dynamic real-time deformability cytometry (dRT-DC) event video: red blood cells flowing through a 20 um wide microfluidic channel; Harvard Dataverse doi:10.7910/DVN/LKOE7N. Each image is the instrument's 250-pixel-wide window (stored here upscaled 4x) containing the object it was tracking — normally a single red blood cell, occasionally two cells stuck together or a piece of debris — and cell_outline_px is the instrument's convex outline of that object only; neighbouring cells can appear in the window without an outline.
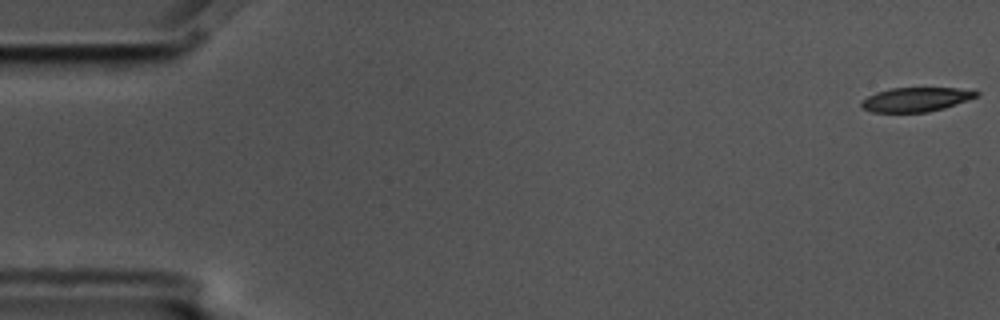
{"species": "common noctule bat (a hibernating species)", "species_latin": "Nyctalus noctula", "temperature_condition": "cold", "stored_images_in_passage": 15, "camera_frame_rate_fps": 3000, "um_per_image_px": 0.085, "animal": {"sex": "male", "body_mass_g": 17.5, "forearm_length_mm": 52.3}, "frame": {"image": 1, "passage_image": 1, "time_ms": 0.0, "image_size_px": [1000, 320], "cell_outline_px": [[980, 96], [944, 108], [928, 112], [872, 112], [864, 108], [860, 104], [868, 96], [876, 92], [892, 88], [956, 88], [980, 92]], "centroid_in_image_um": [77.88, 8.45], "position_along_channel_um": 7.1, "area_um2": 16.07}}
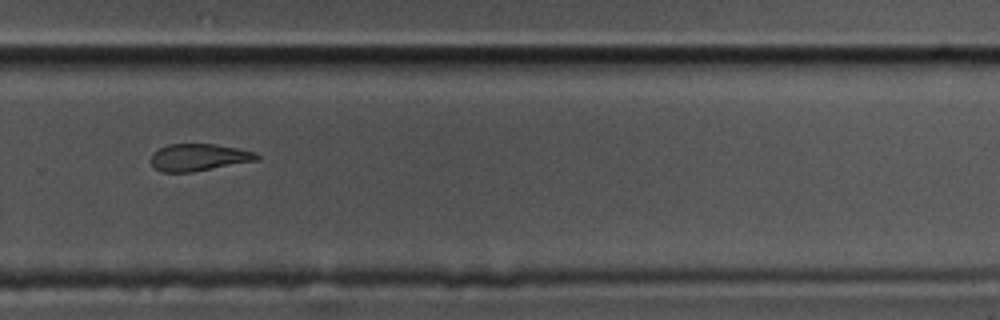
{"frame": {"image": 2, "passage_image": 11, "time_ms": 3.333, "image_size_px": [1000, 320], "cell_outline_px": [[260, 160], [192, 172], [160, 172], [152, 164], [152, 156], [160, 148], [168, 144], [216, 144], [256, 152], [260, 156]], "centroid_in_image_um": [16.95, 13.38], "position_along_channel_um": 312.8, "area_um2": 16.65}}
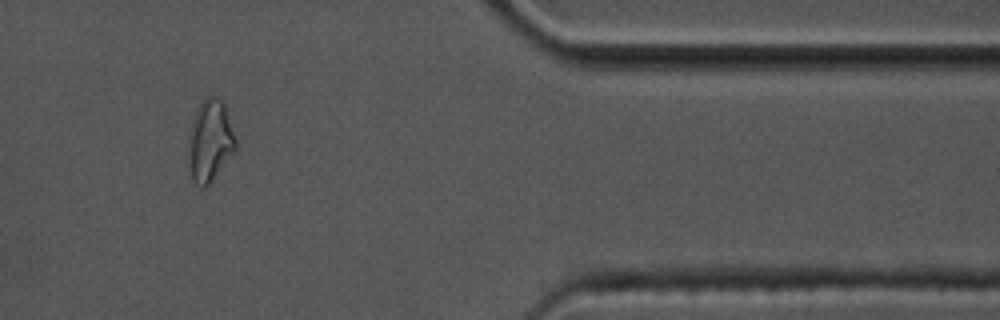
{"frame": {"image": 3, "passage_image": 13, "time_ms": 4.0, "image_size_px": [1000, 320], "cell_outline_px": [[236, 148], [212, 180], [204, 188], [200, 188], [192, 180], [188, 156], [188, 144], [192, 120], [196, 108], [208, 96], [216, 96], [224, 104], [236, 140]], "centroid_in_image_um": [17.83, 11.97], "position_along_channel_um": 393.6, "area_um2": 22.14}}